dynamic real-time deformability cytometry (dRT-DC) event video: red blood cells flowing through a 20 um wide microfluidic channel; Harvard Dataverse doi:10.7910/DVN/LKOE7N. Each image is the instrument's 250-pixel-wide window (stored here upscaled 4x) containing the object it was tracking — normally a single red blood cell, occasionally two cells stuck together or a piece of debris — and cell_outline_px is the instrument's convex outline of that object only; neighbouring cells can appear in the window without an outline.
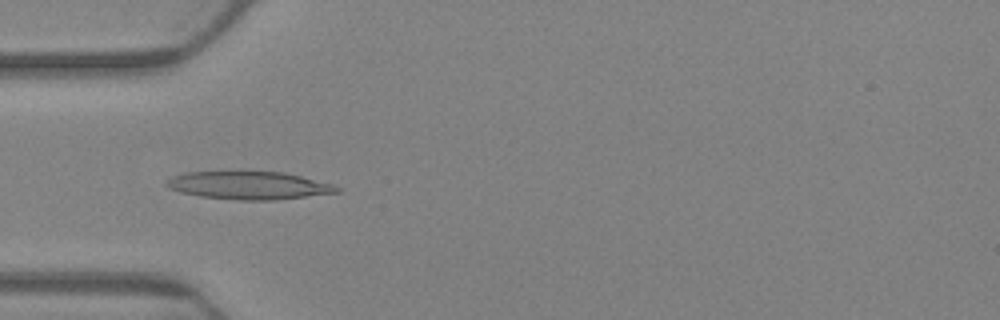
{"species": "Egyptian fruit bat (a non-hibernating species)", "species_latin": "Rousettus aegyptiacus", "temperature_condition": "warm", "stored_images_in_passage": 60, "camera_frame_rate_fps": 3000, "um_per_image_px": 0.085, "animal": {"sex": "female"}, "frame": {"image": 1, "passage_image": 19, "time_ms": 6.0, "image_size_px": [1000, 320], "cell_outline_px": [[340, 192], [272, 200], [240, 200], [200, 196], [180, 192], [168, 188], [164, 184], [172, 176], [184, 172], [284, 172], [332, 184], [340, 188]], "centroid_in_image_um": [21.12, 15.76], "position_along_channel_um": 63.9, "area_um2": 27.4}}
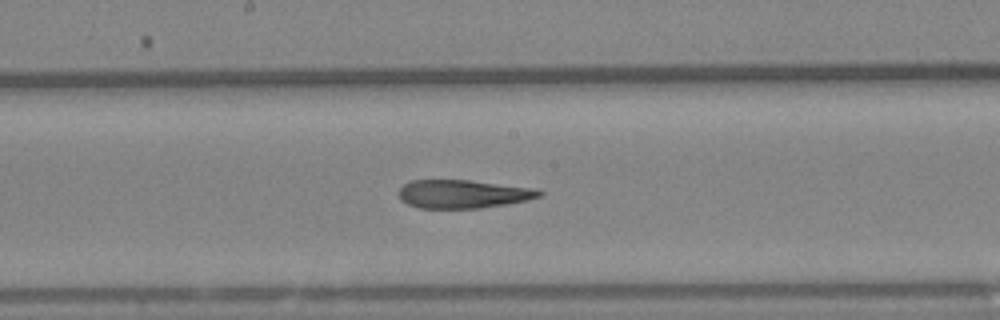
{"frame": {"image": 2, "passage_image": 32, "time_ms": 10.333, "image_size_px": [1000, 320], "cell_outline_px": [[544, 196], [528, 200], [480, 208], [420, 208], [408, 204], [400, 200], [400, 188], [404, 184], [412, 180], [468, 180], [536, 188], [544, 192]], "centroid_in_image_um": [39.4, 16.49], "position_along_channel_um": 208.8, "area_um2": 23.24}}
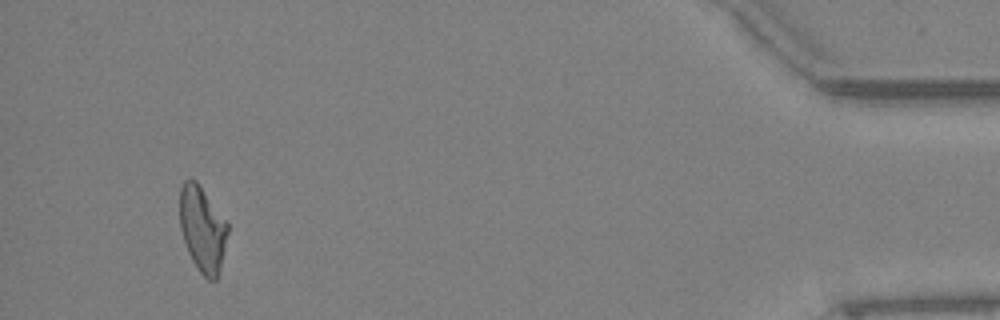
{"frame": {"image": 3, "passage_image": 57, "time_ms": 18.667, "image_size_px": [1000, 320], "cell_outline_px": [[228, 232], [220, 268], [216, 280], [208, 280], [200, 272], [192, 260], [188, 252], [180, 228], [180, 188], [184, 180], [196, 180], [228, 220]], "centroid_in_image_um": [17.22, 19.44], "position_along_channel_um": 418.0, "area_um2": 23.99}, "authors_computed_cell_mechanics": {"area_um2": 24.7095, "velocity_mm_per_s": 3.3854, "shape_relaxation_time_tau1_ms": null, "shape_relaxation_time_tau2_ms": 2.8371, "deformation_change_tau1": null, "deformation_change_tau2": 0.1241}}